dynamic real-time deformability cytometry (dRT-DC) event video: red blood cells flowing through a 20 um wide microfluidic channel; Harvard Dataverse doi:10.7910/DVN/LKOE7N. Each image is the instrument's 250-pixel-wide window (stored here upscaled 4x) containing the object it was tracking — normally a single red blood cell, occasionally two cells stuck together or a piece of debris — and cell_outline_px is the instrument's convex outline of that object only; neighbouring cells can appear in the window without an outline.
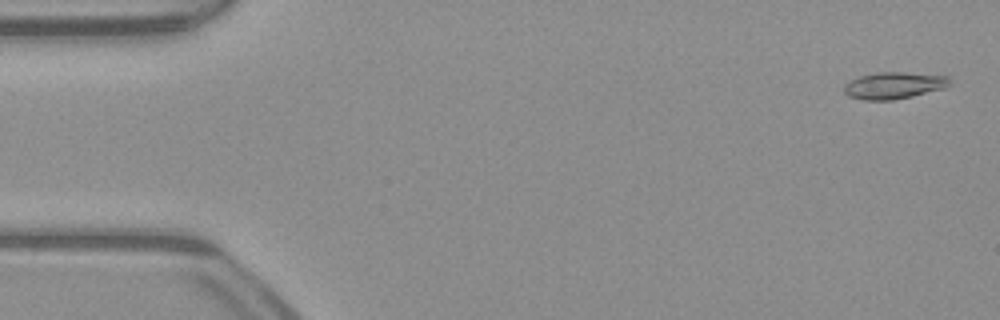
{"species": "common noctule bat (a hibernating species)", "species_latin": "Nyctalus noctula", "temperature_condition": "warm", "stored_images_in_passage": 52, "camera_frame_rate_fps": 3000, "um_per_image_px": 0.085, "animal": {"sex": "male", "body_mass_g": 23.1, "forearm_length_mm": 52.7}, "frame": {"image": 1, "passage_image": 2, "time_ms": 0.333, "image_size_px": [1000, 320], "cell_outline_px": [[948, 84], [944, 88], [912, 96], [892, 100], [864, 100], [848, 96], [844, 92], [844, 84], [860, 76], [880, 72], [904, 72], [948, 76]], "centroid_in_image_um": [75.94, 7.27], "position_along_channel_um": 9.1, "area_um2": 16.24}}
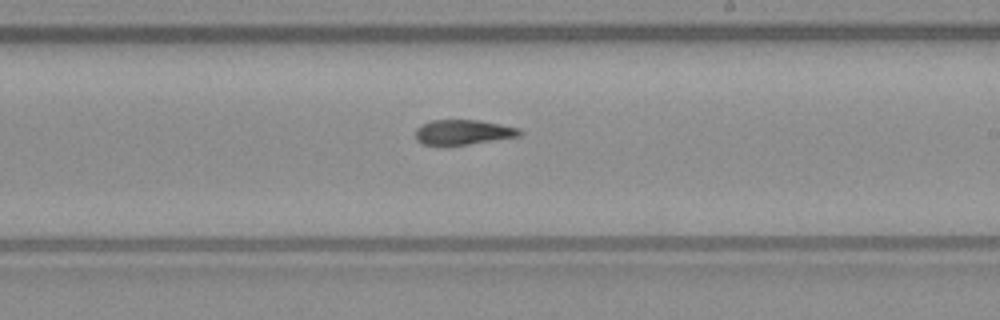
{"frame": {"image": 2, "passage_image": 30, "time_ms": 9.667, "image_size_px": [1000, 320], "cell_outline_px": [[524, 132], [520, 136], [468, 144], [420, 144], [416, 140], [416, 128], [420, 124], [432, 120], [476, 120], [500, 124], [520, 128]], "centroid_in_image_um": [39.37, 11.22], "position_along_channel_um": 249.6, "area_um2": 15.03}}
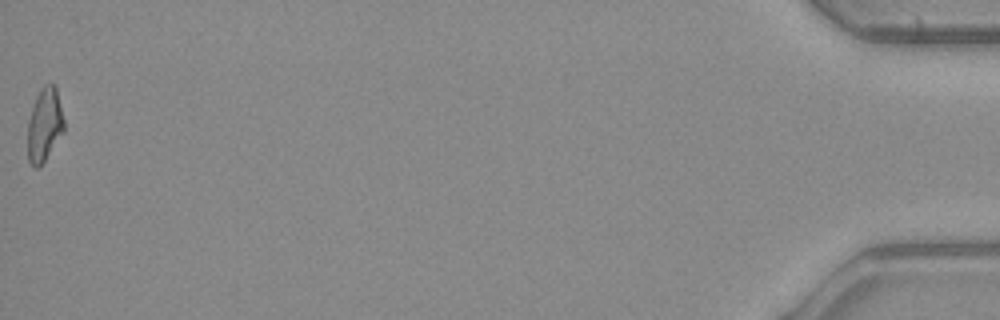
{"frame": {"image": 3, "passage_image": 52, "time_ms": 17.0, "image_size_px": [1000, 320], "cell_outline_px": [[64, 132], [44, 160], [36, 168], [28, 160], [28, 120], [36, 96], [40, 88], [44, 84], [56, 84], [64, 120]], "centroid_in_image_um": [3.79, 10.55], "position_along_channel_um": 431.4, "area_um2": 15.49}, "authors_computed_cell_mechanics": {"area_um2": 15.9817, "velocity_mm_per_s": 3.9944, "shape_relaxation_time_tau1_ms": null, "shape_relaxation_time_tau2_ms": 5.5952, "deformation_change_tau1": null, "deformation_change_tau2": 0.1472}}